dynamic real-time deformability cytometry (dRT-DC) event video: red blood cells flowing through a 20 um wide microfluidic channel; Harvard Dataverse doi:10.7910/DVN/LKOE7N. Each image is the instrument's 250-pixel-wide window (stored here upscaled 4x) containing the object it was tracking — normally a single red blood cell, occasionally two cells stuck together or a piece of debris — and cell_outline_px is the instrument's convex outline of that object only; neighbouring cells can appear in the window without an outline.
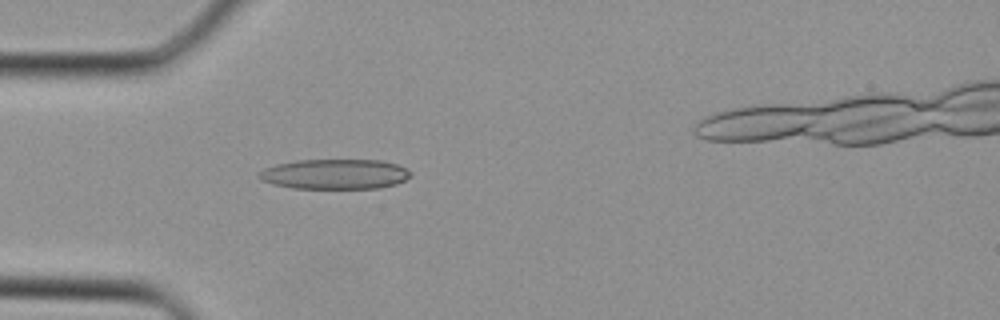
{"species": "Egyptian fruit bat (a non-hibernating species)", "species_latin": "Rousettus aegyptiacus", "temperature_condition": "cold", "stored_images_in_passage": 25, "camera_frame_rate_fps": 3000, "um_per_image_px": 0.085, "animal": {"sex": "female"}, "frame": {"image": 1, "passage_image": 1, "time_ms": 0.0, "image_size_px": [1000, 320], "cell_outline_px": [[412, 176], [396, 184], [380, 188], [292, 188], [272, 184], [260, 180], [256, 176], [264, 168], [276, 164], [296, 160], [380, 160], [396, 164], [412, 172]], "centroid_in_image_um": [28.44, 14.8], "position_along_channel_um": 56.6, "area_um2": 26.65}}
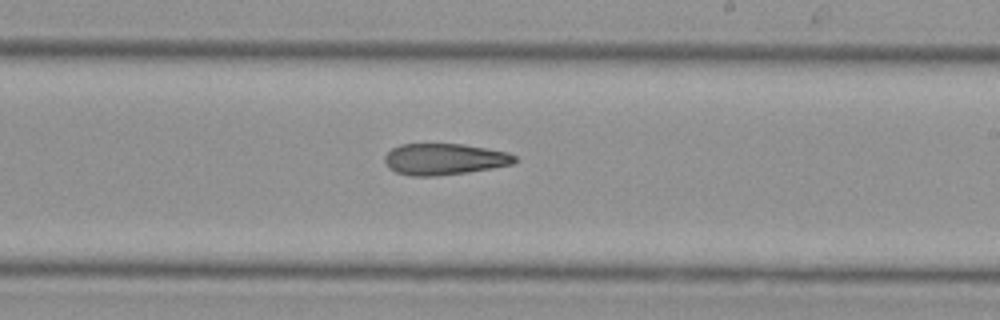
{"frame": {"image": 2, "passage_image": 12, "time_ms": 3.667, "image_size_px": [1000, 320], "cell_outline_px": [[516, 160], [512, 164], [492, 168], [468, 172], [436, 176], [412, 176], [396, 172], [388, 168], [384, 160], [384, 156], [392, 148], [400, 144], [464, 144], [508, 152], [516, 156]], "centroid_in_image_um": [37.75, 13.53], "position_along_channel_um": 251.2, "area_um2": 23.81}}
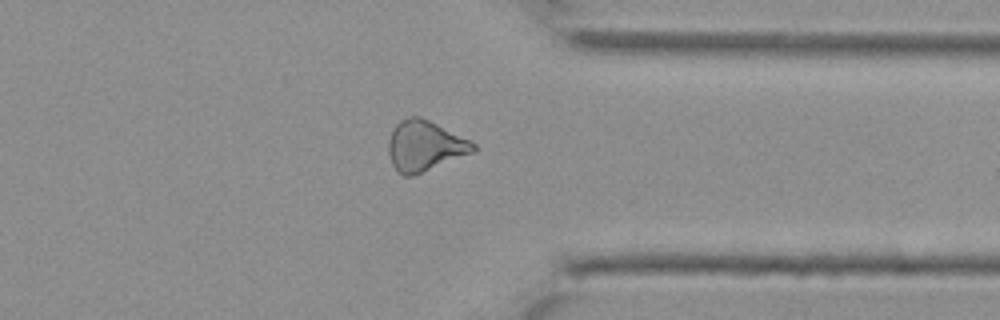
{"frame": {"image": 3, "passage_image": 19, "time_ms": 6.0, "image_size_px": [1000, 320], "cell_outline_px": [[476, 152], [412, 176], [404, 176], [392, 164], [388, 152], [388, 140], [392, 128], [400, 120], [408, 116], [420, 116], [476, 144]], "centroid_in_image_um": [36.08, 12.4], "position_along_channel_um": 375.3, "area_um2": 24.8}}